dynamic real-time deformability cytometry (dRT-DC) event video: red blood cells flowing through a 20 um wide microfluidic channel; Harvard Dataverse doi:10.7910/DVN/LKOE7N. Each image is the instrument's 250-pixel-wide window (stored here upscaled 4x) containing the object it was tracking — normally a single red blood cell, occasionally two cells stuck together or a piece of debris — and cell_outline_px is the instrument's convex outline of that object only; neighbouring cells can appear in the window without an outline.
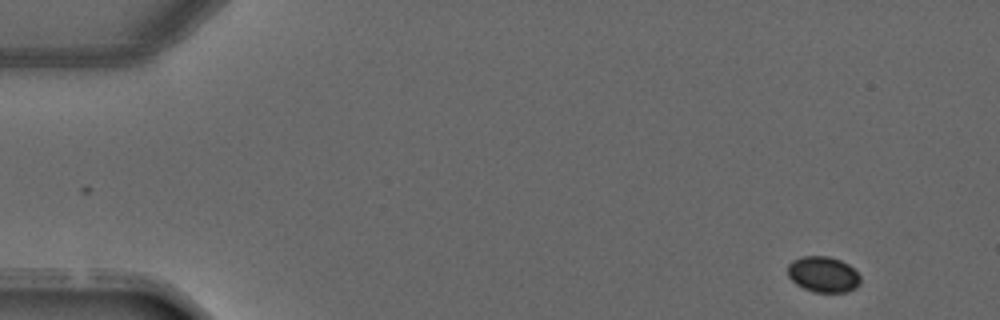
{"species": "common noctule bat (a hibernating species)", "species_latin": "Nyctalus noctula", "temperature_condition": "warm", "stored_images_in_passage": 5, "camera_frame_rate_fps": 3000, "um_per_image_px": 0.085, "animal": {"sex": "male", "forearm_length_mm": 52.5}, "frame": {"image": 1, "passage_image": 1, "time_ms": 0.0, "image_size_px": [1000, 320], "cell_outline_px": [[860, 284], [856, 288], [848, 292], [812, 292], [796, 284], [788, 276], [788, 264], [792, 260], [800, 256], [828, 256], [840, 260], [848, 264], [860, 276]], "centroid_in_image_um": [69.96, 23.32], "position_along_channel_um": 15.0, "area_um2": 15.26}}
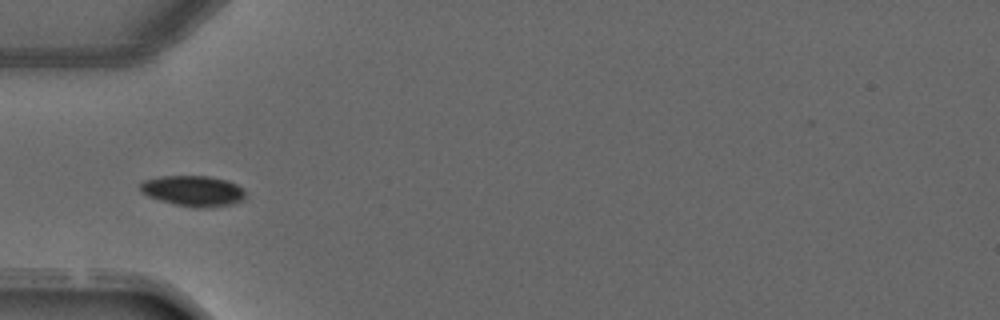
{"frame": {"image": 2, "passage_image": 4, "time_ms": 3.667, "image_size_px": [1000, 320], "cell_outline_px": [[244, 200], [232, 204], [204, 208], [200, 208], [176, 204], [160, 200], [148, 196], [140, 192], [140, 184], [144, 180], [160, 176], [208, 176], [228, 180], [236, 184], [244, 192]], "centroid_in_image_um": [16.4, 16.22], "position_along_channel_um": 68.6, "area_um2": 18.67}}
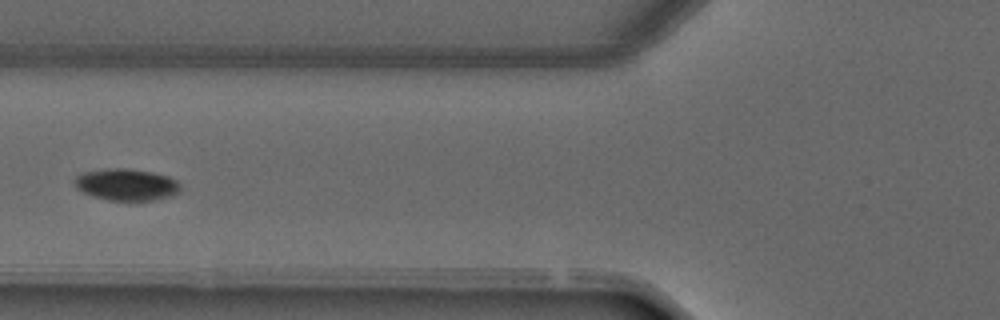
{"frame": {"image": 3, "passage_image": 5, "time_ms": 4.667, "image_size_px": [1000, 320], "cell_outline_px": [[180, 192], [172, 196], [156, 200], [108, 200], [92, 196], [76, 188], [76, 176], [84, 172], [108, 168], [124, 168], [152, 172], [168, 176], [176, 180], [180, 184]], "centroid_in_image_um": [10.78, 15.69], "position_along_channel_um": 115.0, "area_um2": 19.54}}